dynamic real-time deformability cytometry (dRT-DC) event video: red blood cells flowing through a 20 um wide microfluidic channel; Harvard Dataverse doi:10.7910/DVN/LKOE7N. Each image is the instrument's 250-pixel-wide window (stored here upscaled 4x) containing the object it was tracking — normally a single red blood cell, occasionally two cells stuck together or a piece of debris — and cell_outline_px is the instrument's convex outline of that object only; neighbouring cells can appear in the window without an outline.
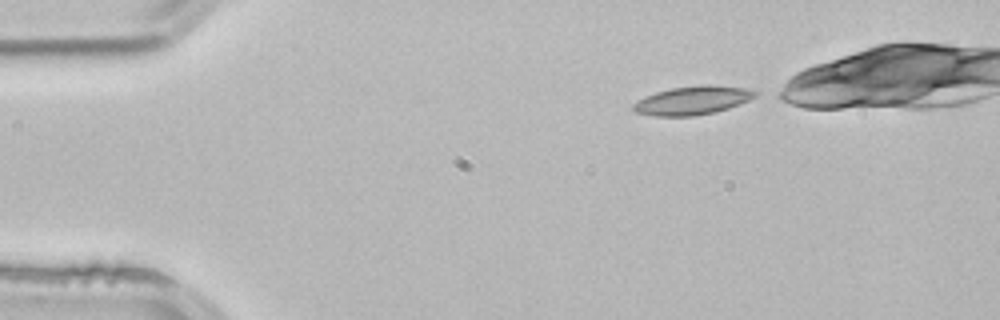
{"species": "common noctule bat (a hibernating species)", "species_latin": "Nyctalus noctula", "temperature_condition": "room temperature", "stored_images_in_passage": 3, "camera_frame_rate_fps": 3000, "um_per_image_px": 0.085, "animal": {"sex": "male", "body_mass_g": 21.5, "forearm_length_mm": 52.0}, "frame": {"image": 1, "passage_image": 1, "time_ms": 0.0, "image_size_px": [1000, 320], "cell_outline_px": [[756, 96], [748, 100], [728, 108], [712, 112], [692, 116], [652, 116], [636, 112], [632, 108], [632, 104], [644, 96], [656, 92], [672, 88], [700, 84], [708, 84], [748, 88], [756, 92]], "centroid_in_image_um": [58.83, 8.52], "position_along_channel_um": 26.2, "area_um2": 20.23}}